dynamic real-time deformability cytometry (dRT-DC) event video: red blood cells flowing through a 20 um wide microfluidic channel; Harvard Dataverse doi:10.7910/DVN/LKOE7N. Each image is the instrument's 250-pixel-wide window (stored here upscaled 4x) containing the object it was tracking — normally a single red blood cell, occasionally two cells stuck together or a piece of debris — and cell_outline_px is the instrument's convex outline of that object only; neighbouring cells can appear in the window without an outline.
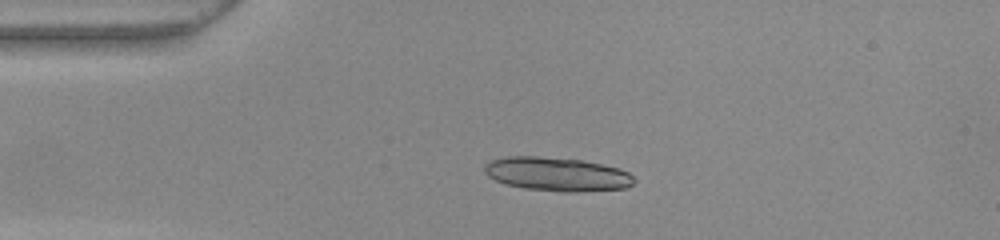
{"species": "common noctule bat (a hibernating species)", "species_latin": "Nyctalus noctula", "temperature_condition": "warm", "stored_images_in_passage": 41, "camera_frame_rate_fps": 3000, "um_per_image_px": 0.085, "animal": {"sex": "female", "body_mass_g": 22.0, "forearm_length_mm": 56.7}, "frame": {"image": 1, "passage_image": 1, "time_ms": 0.0, "image_size_px": [1000, 240], "cell_outline_px": [[636, 180], [628, 188], [576, 192], [560, 192], [524, 188], [504, 184], [488, 176], [484, 172], [484, 164], [488, 160], [508, 156], [536, 156], [580, 160], [620, 168], [628, 172]], "centroid_in_image_um": [47.32, 14.81], "position_along_channel_um": 37.7, "area_um2": 29.65}, "authors_computed_cell_mechanics": {"area_um2": 16.8776, "velocity_mm_per_s": 3.898, "shape_relaxation_time_tau1_ms": 2.091, "shape_relaxation_time_tau2_ms": 1.9491, "deformation_change_tau1": 0.3072, "deformation_change_tau2": 0.0626}}